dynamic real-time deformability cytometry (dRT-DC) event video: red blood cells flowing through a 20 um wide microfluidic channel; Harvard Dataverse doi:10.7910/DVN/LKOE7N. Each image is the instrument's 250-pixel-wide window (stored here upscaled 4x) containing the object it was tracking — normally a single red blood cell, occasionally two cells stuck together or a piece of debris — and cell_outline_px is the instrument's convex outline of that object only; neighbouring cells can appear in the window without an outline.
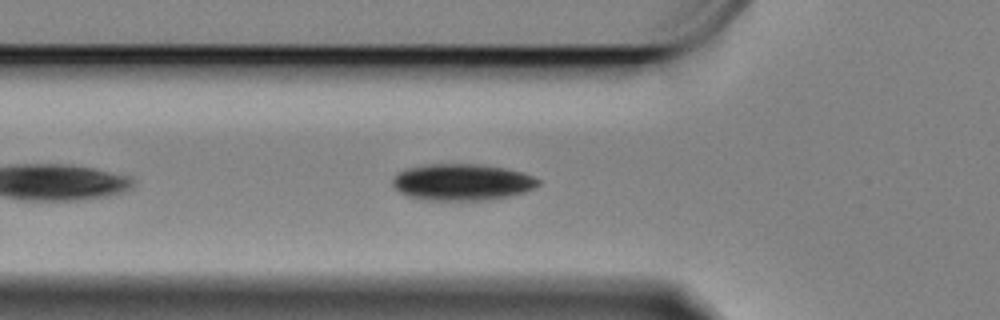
{"species": "Egyptian fruit bat (a non-hibernating species)", "species_latin": "Rousettus aegyptiacus", "temperature_condition": "cold", "stored_images_in_passage": 31, "camera_frame_rate_fps": 3000, "um_per_image_px": 0.085, "animal": {"sex": "female"}, "frame": {"image": 1, "passage_image": 7, "time_ms": 2.0, "image_size_px": [1000, 320], "cell_outline_px": [[540, 184], [524, 192], [492, 200], [424, 200], [408, 196], [400, 192], [392, 184], [392, 180], [400, 172], [408, 168], [428, 164], [480, 164], [504, 168], [520, 172], [532, 176], [540, 180]], "centroid_in_image_um": [39.28, 15.49], "position_along_channel_um": 86.5, "area_um2": 30.87}}
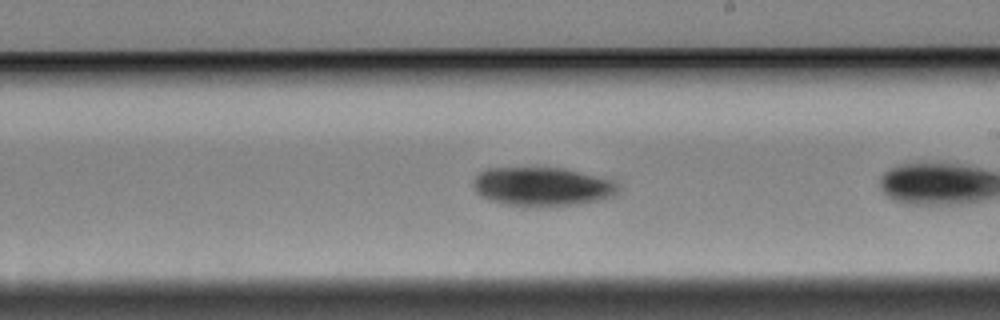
{"frame": {"image": 2, "passage_image": 18, "time_ms": 5.667, "image_size_px": [1000, 320], "cell_outline_px": [[620, 192], [612, 196], [600, 200], [576, 204], [536, 208], [532, 208], [504, 204], [488, 200], [480, 196], [476, 192], [472, 184], [476, 176], [480, 172], [488, 168], [564, 168], [612, 180], [620, 184]], "centroid_in_image_um": [46.09, 15.89], "position_along_channel_um": 242.9, "area_um2": 33.29}}
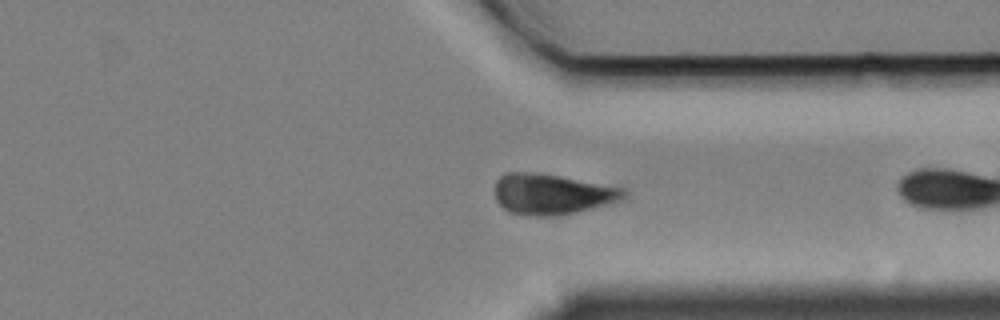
{"frame": {"image": 3, "passage_image": 29, "time_ms": 9.333, "image_size_px": [1000, 320], "cell_outline_px": [[624, 196], [620, 200], [612, 204], [560, 216], [536, 216], [508, 212], [496, 200], [496, 180], [504, 172], [532, 172], [560, 176], [624, 188]], "centroid_in_image_um": [46.91, 16.51], "position_along_channel_um": 364.5, "area_um2": 30.58}}